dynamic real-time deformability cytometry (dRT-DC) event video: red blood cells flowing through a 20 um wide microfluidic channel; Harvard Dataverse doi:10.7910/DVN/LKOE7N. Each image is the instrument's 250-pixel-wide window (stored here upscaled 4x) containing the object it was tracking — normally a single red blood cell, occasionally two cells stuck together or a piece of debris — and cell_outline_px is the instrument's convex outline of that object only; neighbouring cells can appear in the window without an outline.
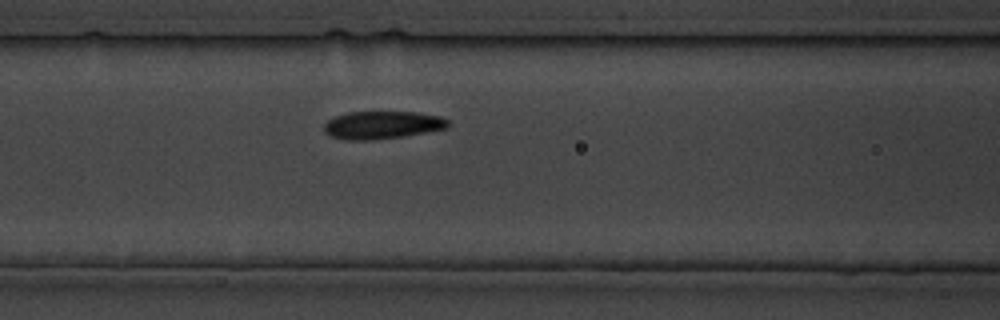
{"species": "common noctule bat (a hibernating species)", "species_latin": "Nyctalus noctula", "temperature_condition": "cold", "stored_images_in_passage": 25, "camera_frame_rate_fps": 3000, "um_per_image_px": 0.085, "animal": {"sex": "male", "body_mass_g": 19.5, "forearm_length_mm": 54.6}, "frame": {"image": 1, "passage_image": 7, "time_ms": 7.667, "image_size_px": [1000, 320], "cell_outline_px": [[448, 128], [428, 132], [404, 136], [372, 140], [344, 140], [328, 136], [324, 132], [324, 124], [328, 120], [336, 116], [348, 112], [416, 112], [440, 116], [448, 120]], "centroid_in_image_um": [32.47, 10.63], "position_along_channel_um": 134.1, "area_um2": 20.23}}
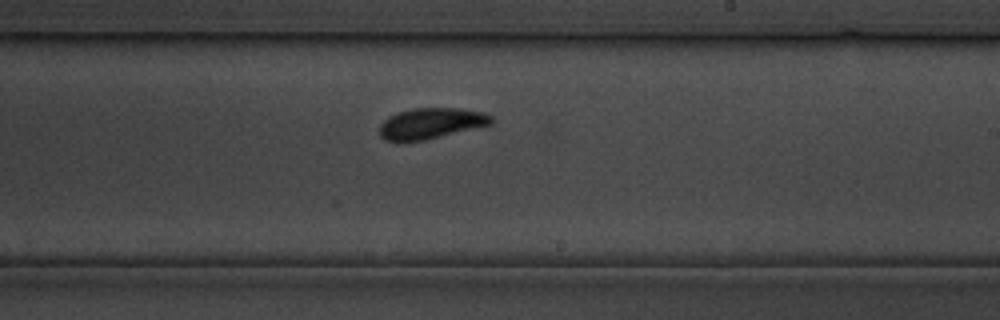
{"frame": {"image": 2, "passage_image": 14, "time_ms": 15.667, "image_size_px": [1000, 320], "cell_outline_px": [[492, 124], [424, 140], [404, 144], [396, 144], [384, 140], [380, 136], [380, 124], [388, 116], [396, 112], [416, 108], [456, 108], [484, 112], [492, 116]], "centroid_in_image_um": [36.55, 10.52], "position_along_channel_um": 252.5, "area_um2": 20.52}}
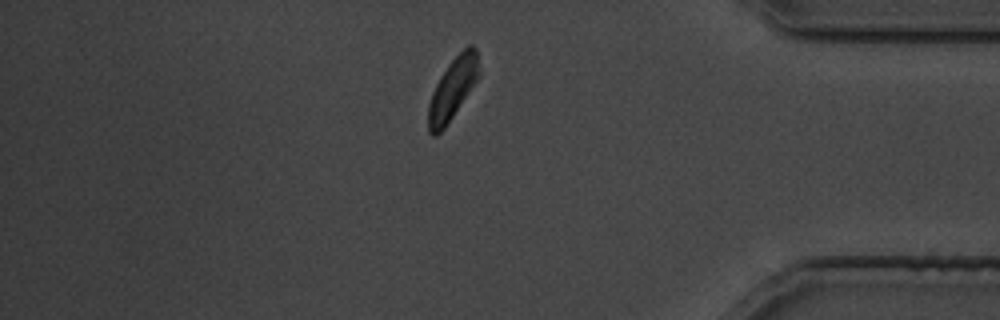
{"frame": {"image": 3, "passage_image": 23, "time_ms": 27.0, "image_size_px": [1000, 320], "cell_outline_px": [[480, 76], [444, 128], [436, 136], [432, 136], [428, 132], [428, 104], [432, 92], [440, 76], [448, 64], [468, 44], [472, 44], [476, 48], [480, 72]], "centroid_in_image_um": [38.47, 7.53], "position_along_channel_um": 396.7, "area_um2": 18.09}}